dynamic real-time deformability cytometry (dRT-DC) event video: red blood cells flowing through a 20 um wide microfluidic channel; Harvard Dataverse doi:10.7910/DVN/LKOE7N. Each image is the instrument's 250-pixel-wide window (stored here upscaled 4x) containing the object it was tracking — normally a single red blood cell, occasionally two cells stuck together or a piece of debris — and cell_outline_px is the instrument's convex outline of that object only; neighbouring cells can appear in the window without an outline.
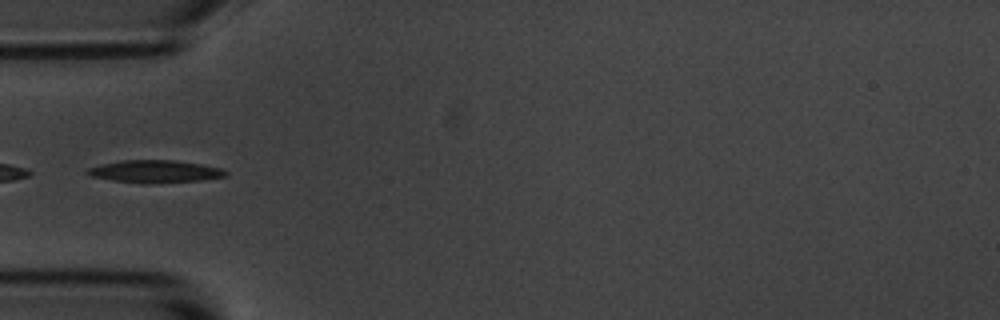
{"species": "common noctule bat (a hibernating species)", "species_latin": "Nyctalus noctula", "temperature_condition": "room temperature", "stored_images_in_passage": 6, "camera_frame_rate_fps": 3000, "um_per_image_px": 0.085, "animal": {"sex": "male", "body_mass_g": 20.1, "forearm_length_mm": 53.5}, "frame": {"image": 1, "passage_image": 5, "time_ms": 5.333, "image_size_px": [1000, 320], "cell_outline_px": [[228, 172], [224, 176], [200, 180], [152, 184], [140, 184], [112, 180], [92, 176], [84, 172], [88, 168], [100, 164], [124, 160], [172, 160], [200, 164], [220, 168]], "centroid_in_image_um": [13.12, 14.58], "position_along_channel_um": 71.9, "area_um2": 18.09}}